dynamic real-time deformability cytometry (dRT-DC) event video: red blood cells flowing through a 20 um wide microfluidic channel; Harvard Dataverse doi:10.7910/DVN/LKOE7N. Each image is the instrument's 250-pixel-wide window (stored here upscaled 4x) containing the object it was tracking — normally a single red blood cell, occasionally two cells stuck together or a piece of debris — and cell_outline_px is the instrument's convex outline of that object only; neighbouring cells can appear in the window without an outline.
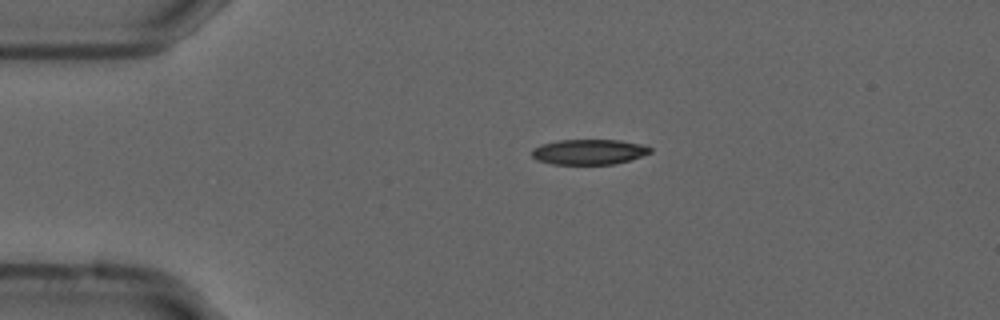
{"species": "common noctule bat (a hibernating species)", "species_latin": "Nyctalus noctula", "temperature_condition": "cold", "stored_images_in_passage": 44, "camera_frame_rate_fps": 3000, "um_per_image_px": 0.085, "animal": {"sex": "male", "forearm_length_mm": 52.5}, "frame": {"image": 1, "passage_image": 1, "time_ms": 0.0, "image_size_px": [1000, 320], "cell_outline_px": [[652, 152], [616, 164], [552, 164], [536, 160], [532, 156], [532, 148], [540, 144], [556, 140], [620, 140], [640, 144], [652, 148]], "centroid_in_image_um": [50.01, 12.9], "position_along_channel_um": 35.0, "area_um2": 17.46}}
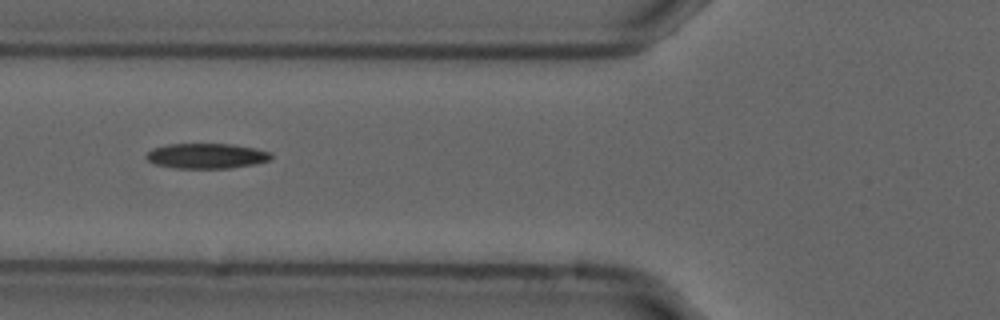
{"frame": {"image": 2, "passage_image": 10, "time_ms": 3.0, "image_size_px": [1000, 320], "cell_outline_px": [[272, 160], [256, 164], [228, 168], [172, 168], [156, 164], [148, 160], [144, 156], [152, 148], [168, 144], [232, 144], [256, 148], [272, 152]], "centroid_in_image_um": [17.59, 13.25], "position_along_channel_um": 108.2, "area_um2": 18.5}}
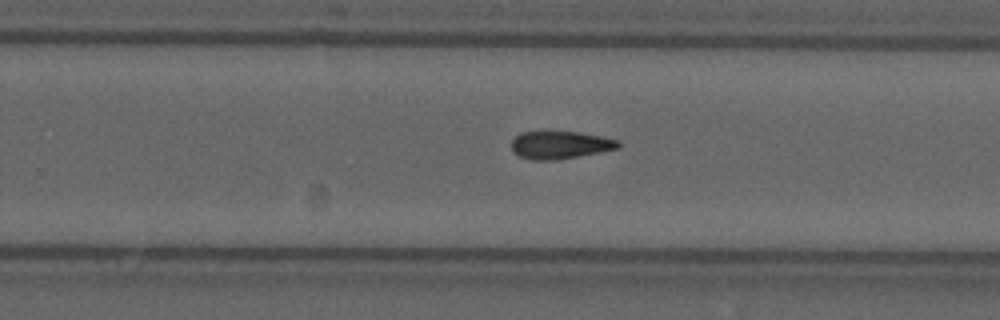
{"frame": {"image": 3, "passage_image": 24, "time_ms": 7.667, "image_size_px": [1000, 320], "cell_outline_px": [[620, 148], [600, 152], [556, 160], [532, 160], [520, 156], [512, 152], [512, 140], [520, 132], [544, 128], [548, 128], [580, 132], [620, 140]], "centroid_in_image_um": [47.57, 12.26], "position_along_channel_um": 282.2, "area_um2": 18.15}, "authors_computed_cell_mechanics": {"area_um2": 17.629, "velocity_mm_per_s": 3.7375, "shape_relaxation_time_tau1_ms": null, "shape_relaxation_time_tau2_ms": 11.2236, "deformation_change_tau1": null, "deformation_change_tau2": 0.2226}}